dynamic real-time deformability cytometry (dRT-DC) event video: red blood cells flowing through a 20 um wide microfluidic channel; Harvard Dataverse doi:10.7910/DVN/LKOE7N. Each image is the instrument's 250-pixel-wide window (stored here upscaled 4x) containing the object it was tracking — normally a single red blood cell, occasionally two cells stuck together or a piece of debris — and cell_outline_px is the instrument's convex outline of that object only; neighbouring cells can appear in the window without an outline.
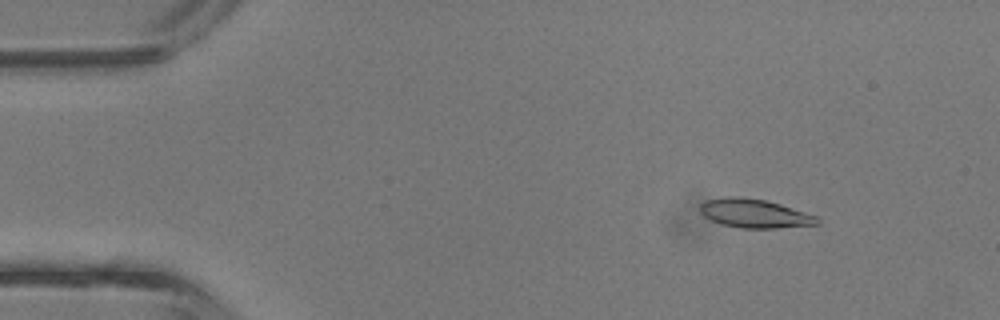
{"species": "common noctule bat (a hibernating species)", "species_latin": "Nyctalus noctula", "temperature_condition": "room temperature", "stored_images_in_passage": 43, "camera_frame_rate_fps": 3000, "um_per_image_px": 0.085, "animal": {"sex": "male", "body_mass_g": 13.3}, "frame": {"image": 1, "passage_image": 6, "time_ms": 1.667, "image_size_px": [1000, 320], "cell_outline_px": [[820, 224], [776, 228], [740, 228], [720, 224], [704, 216], [700, 212], [700, 204], [708, 200], [728, 196], [740, 196], [764, 200], [780, 204], [816, 216], [820, 220]], "centroid_in_image_um": [64.12, 18.15], "position_along_channel_um": 20.9, "area_um2": 19.54}}
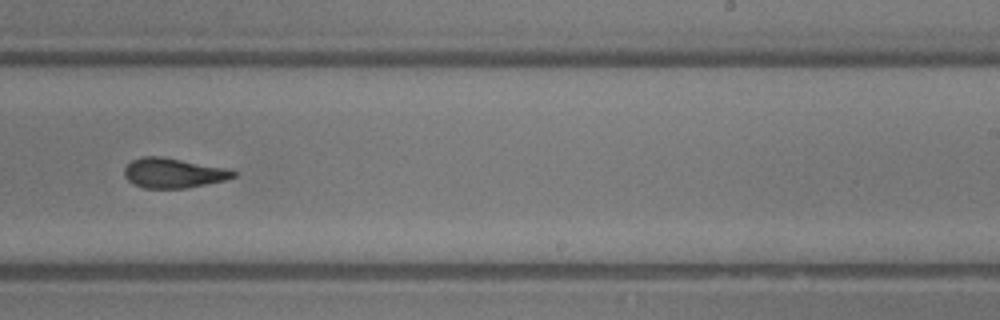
{"frame": {"image": 2, "passage_image": 27, "time_ms": 8.667, "image_size_px": [1000, 320], "cell_outline_px": [[236, 176], [224, 180], [188, 188], [144, 188], [132, 184], [124, 176], [124, 168], [132, 160], [140, 156], [160, 156], [232, 168], [236, 172]], "centroid_in_image_um": [14.75, 14.69], "position_along_channel_um": 274.3, "area_um2": 19.25}}
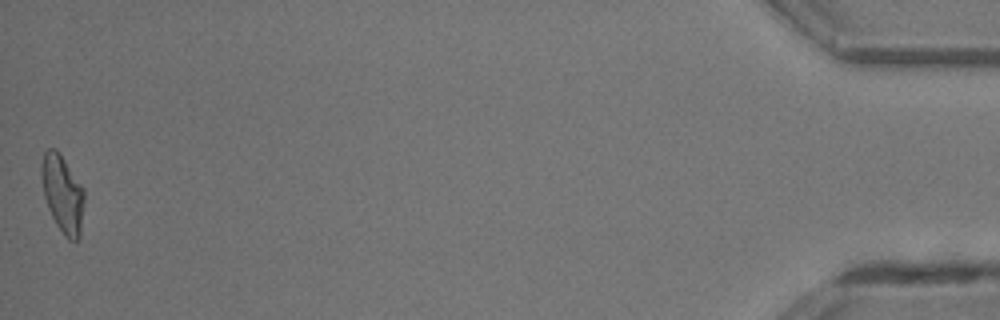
{"frame": {"image": 3, "passage_image": 43, "time_ms": 14.0, "image_size_px": [1000, 320], "cell_outline_px": [[84, 204], [80, 236], [76, 240], [68, 240], [64, 236], [56, 224], [48, 208], [44, 196], [40, 176], [40, 164], [44, 152], [48, 148], [56, 148], [84, 188]], "centroid_in_image_um": [5.3, 16.46], "position_along_channel_um": 429.9, "area_um2": 19.54}, "authors_computed_cell_mechanics": {"area_um2": 19.4208, "velocity_mm_per_s": 4.8267, "shape_relaxation_time_tau1_ms": 4.9192, "shape_relaxation_time_tau2_ms": 1.6618, "deformation_change_tau1": 0.1954, "deformation_change_tau2": 0.0977}}